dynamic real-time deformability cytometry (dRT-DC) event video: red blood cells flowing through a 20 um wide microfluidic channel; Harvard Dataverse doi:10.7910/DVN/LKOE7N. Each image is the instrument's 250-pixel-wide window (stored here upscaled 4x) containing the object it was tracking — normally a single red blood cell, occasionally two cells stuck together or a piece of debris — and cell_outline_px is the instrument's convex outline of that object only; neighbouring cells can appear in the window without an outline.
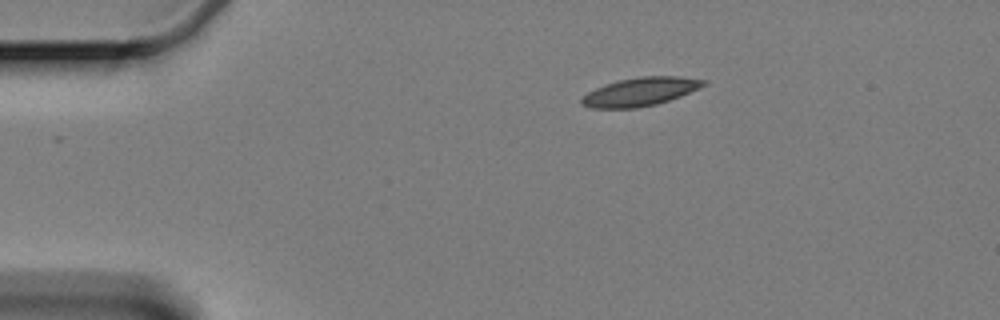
{"species": "Egyptian fruit bat (a non-hibernating species)", "species_latin": "Rousettus aegyptiacus", "temperature_condition": "cold", "stored_images_in_passage": 50, "camera_frame_rate_fps": 3000, "um_per_image_px": 0.085, "animal": {"sex": "female"}, "frame": {"image": 1, "passage_image": 1, "time_ms": 0.0, "image_size_px": [1000, 320], "cell_outline_px": [[708, 84], [700, 88], [680, 96], [656, 104], [636, 108], [588, 108], [580, 104], [580, 100], [588, 92], [604, 84], [616, 80], [640, 76], [680, 76], [708, 80]], "centroid_in_image_um": [54.43, 7.78], "position_along_channel_um": 30.6, "area_um2": 20.4}}
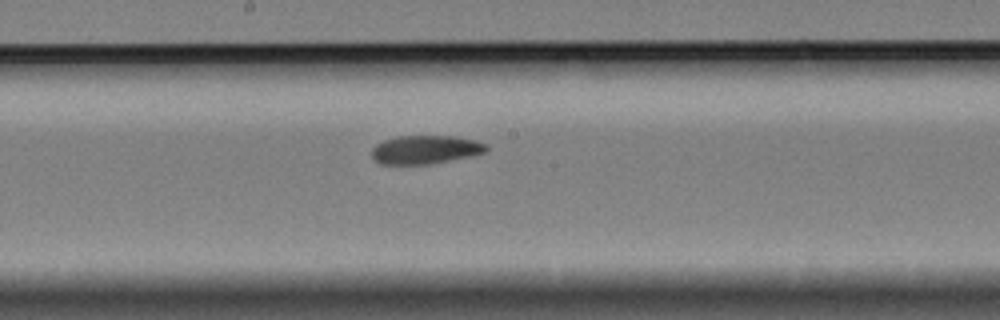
{"frame": {"image": 2, "passage_image": 22, "time_ms": 7.0, "image_size_px": [1000, 320], "cell_outline_px": [[488, 152], [472, 156], [428, 164], [380, 164], [372, 160], [372, 148], [376, 144], [384, 140], [396, 136], [456, 136], [476, 140], [488, 144]], "centroid_in_image_um": [36.18, 12.71], "position_along_channel_um": 212.0, "area_um2": 19.31}}
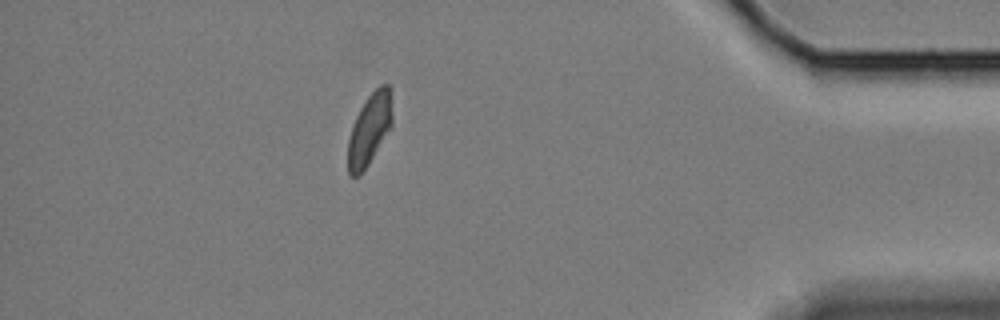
{"frame": {"image": 3, "passage_image": 43, "time_ms": 14.0, "image_size_px": [1000, 320], "cell_outline_px": [[392, 128], [360, 176], [348, 176], [348, 140], [356, 116], [360, 108], [368, 96], [380, 84], [388, 84], [392, 88]], "centroid_in_image_um": [31.44, 10.97], "position_along_channel_um": 403.8, "area_um2": 18.73}, "authors_computed_cell_mechanics": {"area_um2": 19.5364, "velocity_mm_per_s": 3.3279, "shape_relaxation_time_tau1_ms": 6.9816, "shape_relaxation_time_tau2_ms": 3.9526, "deformation_change_tau1": 0.1779, "deformation_change_tau2": 0.0888}}